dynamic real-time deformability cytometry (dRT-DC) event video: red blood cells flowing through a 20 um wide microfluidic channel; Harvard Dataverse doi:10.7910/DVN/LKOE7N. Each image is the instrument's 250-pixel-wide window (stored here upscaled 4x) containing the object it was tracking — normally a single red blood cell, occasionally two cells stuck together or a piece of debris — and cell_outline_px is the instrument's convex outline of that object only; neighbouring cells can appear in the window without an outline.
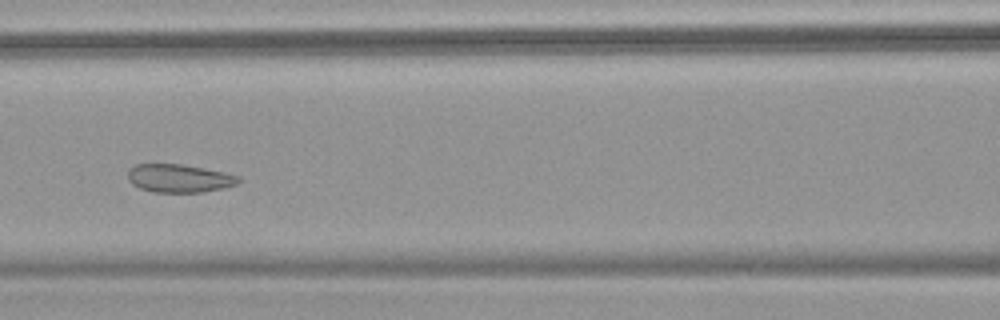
{"species": "common noctule bat (a hibernating species)", "species_latin": "Nyctalus noctula", "temperature_condition": "warm", "stored_images_in_passage": 44, "camera_frame_rate_fps": 3000, "um_per_image_px": 0.085, "animal": {"sex": "female", "body_mass_g": 18.4}, "frame": {"image": 1, "passage_image": 15, "time_ms": 4.667, "image_size_px": [1000, 320], "cell_outline_px": [[240, 180], [236, 184], [224, 188], [200, 192], [152, 192], [140, 188], [132, 184], [128, 180], [128, 168], [136, 164], [180, 164], [224, 172], [240, 176]], "centroid_in_image_um": [15.2, 15.15], "position_along_channel_um": 151.4, "area_um2": 18.15}}
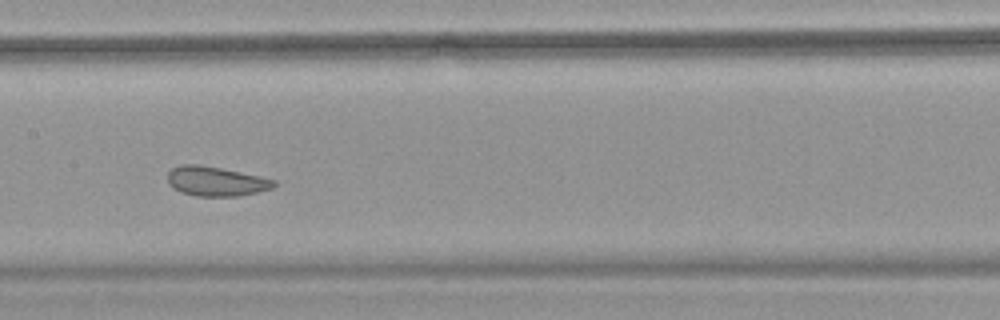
{"frame": {"image": 2, "passage_image": 18, "time_ms": 5.667, "image_size_px": [1000, 320], "cell_outline_px": [[276, 184], [272, 188], [240, 196], [196, 196], [180, 192], [172, 188], [168, 184], [168, 172], [172, 168], [180, 164], [200, 164], [260, 176], [276, 180]], "centroid_in_image_um": [18.32, 15.41], "position_along_channel_um": 189.1, "area_um2": 18.38}}
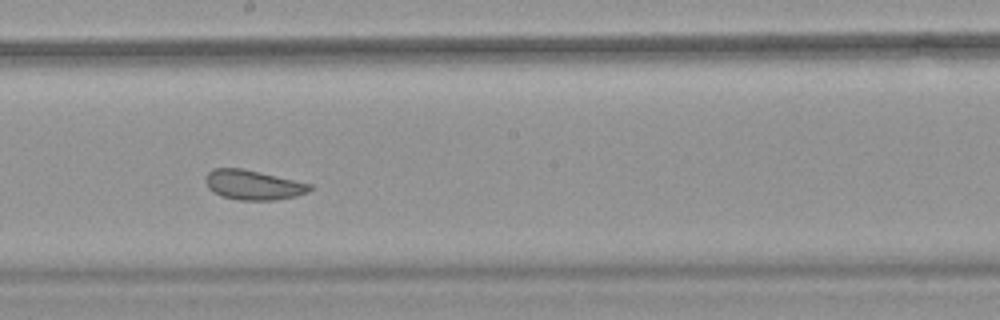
{"frame": {"image": 3, "passage_image": 21, "time_ms": 6.667, "image_size_px": [1000, 320], "cell_outline_px": [[312, 188], [308, 192], [296, 196], [276, 200], [240, 200], [224, 196], [208, 188], [204, 180], [208, 172], [216, 168], [244, 168], [312, 184]], "centroid_in_image_um": [21.54, 15.71], "position_along_channel_um": 226.7, "area_um2": 17.98}, "authors_computed_cell_mechanics": {"area_um2": 20.0566, "velocity_mm_per_s": 3.7806, "shape_relaxation_time_tau1_ms": null, "shape_relaxation_time_tau2_ms": 1.4688, "deformation_change_tau1": null, "deformation_change_tau2": 0.0664}}